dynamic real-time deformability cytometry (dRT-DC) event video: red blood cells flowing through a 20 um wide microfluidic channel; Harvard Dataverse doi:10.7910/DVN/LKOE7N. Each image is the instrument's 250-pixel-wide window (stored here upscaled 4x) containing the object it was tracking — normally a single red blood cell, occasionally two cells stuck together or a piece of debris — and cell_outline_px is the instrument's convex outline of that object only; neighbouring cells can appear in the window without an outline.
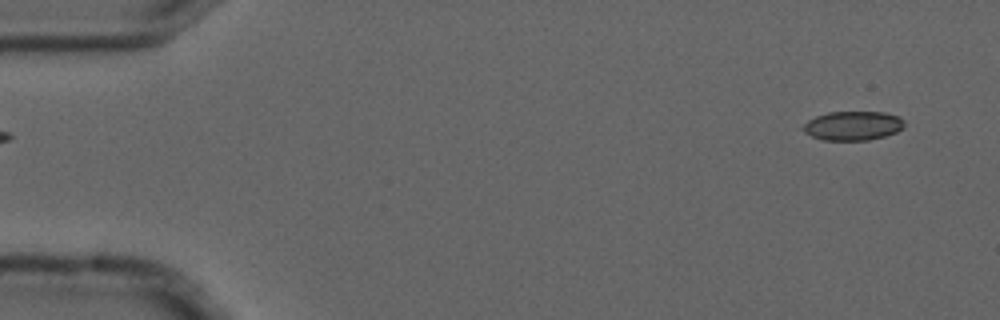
{"species": "common noctule bat (a hibernating species)", "species_latin": "Nyctalus noctula", "temperature_condition": "cold", "stored_images_in_passage": 5, "camera_frame_rate_fps": 3000, "um_per_image_px": 0.085, "animal": {"sex": "male", "forearm_length_mm": 52.5}, "frame": {"image": 1, "passage_image": 1, "time_ms": 0.0, "image_size_px": [1000, 320], "cell_outline_px": [[904, 128], [896, 132], [884, 136], [868, 140], [824, 140], [812, 136], [804, 132], [804, 124], [808, 120], [816, 116], [828, 112], [884, 112], [900, 116], [904, 120]], "centroid_in_image_um": [72.53, 10.68], "position_along_channel_um": 12.5, "area_um2": 17.17}}